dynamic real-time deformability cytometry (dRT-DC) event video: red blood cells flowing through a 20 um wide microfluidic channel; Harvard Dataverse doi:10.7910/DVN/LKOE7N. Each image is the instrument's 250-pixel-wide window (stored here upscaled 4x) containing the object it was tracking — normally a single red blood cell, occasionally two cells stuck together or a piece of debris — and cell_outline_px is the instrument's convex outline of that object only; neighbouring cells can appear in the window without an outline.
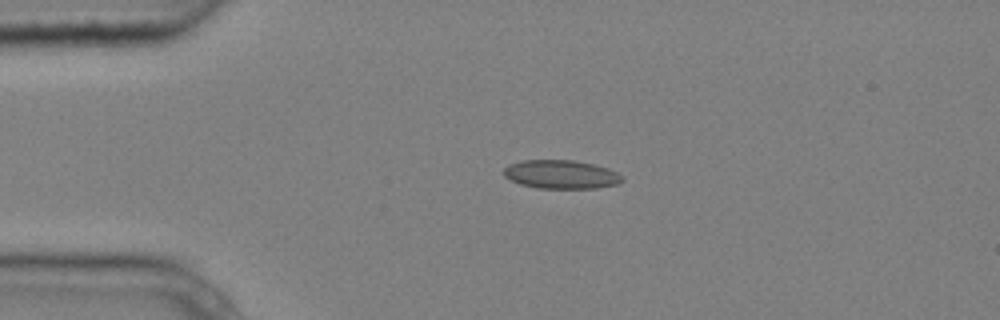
{"species": "common noctule bat (a hibernating species)", "species_latin": "Nyctalus noctula", "temperature_condition": "cold", "stored_images_in_passage": 3, "camera_frame_rate_fps": 3000, "um_per_image_px": 0.085, "animal": {"sex": "male", "body_mass_g": 20.4}, "frame": {"image": 1, "passage_image": 2, "time_ms": 0.333, "image_size_px": [1000, 320], "cell_outline_px": [[624, 180], [620, 184], [596, 188], [536, 188], [520, 184], [504, 176], [504, 168], [508, 164], [520, 160], [572, 160], [592, 164], [608, 168], [624, 176]], "centroid_in_image_um": [47.71, 14.82], "position_along_channel_um": 37.3, "area_um2": 19.88}}